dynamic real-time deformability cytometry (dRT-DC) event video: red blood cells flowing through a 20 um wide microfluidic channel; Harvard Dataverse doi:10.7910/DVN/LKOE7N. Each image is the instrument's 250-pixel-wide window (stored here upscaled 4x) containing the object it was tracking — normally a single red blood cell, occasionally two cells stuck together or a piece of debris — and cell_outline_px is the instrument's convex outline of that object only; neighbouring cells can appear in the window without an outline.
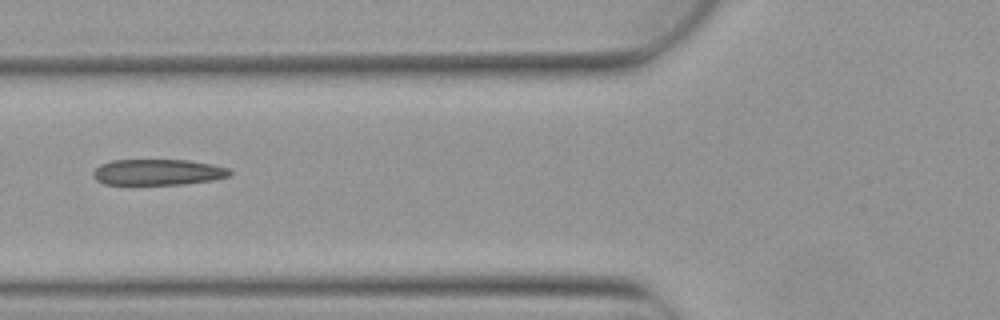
{"species": "Egyptian fruit bat (a non-hibernating species)", "species_latin": "Rousettus aegyptiacus", "temperature_condition": "warm", "stored_images_in_passage": 6, "camera_frame_rate_fps": 3000, "um_per_image_px": 0.085, "animal": {"sex": "female"}, "frame": {"image": 1, "passage_image": 5, "time_ms": 1.333, "image_size_px": [1000, 320], "cell_outline_px": [[232, 176], [212, 180], [184, 184], [104, 184], [96, 180], [92, 176], [92, 172], [100, 164], [112, 160], [188, 160], [212, 164], [228, 168], [232, 172]], "centroid_in_image_um": [13.42, 14.63], "position_along_channel_um": 112.4, "area_um2": 20.75}}
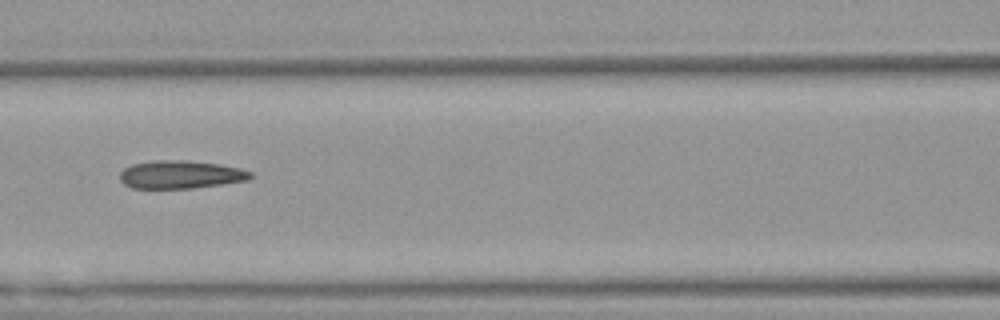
{"frame": {"image": 2, "passage_image": 6, "time_ms": 1.667, "image_size_px": [1000, 320], "cell_outline_px": [[252, 176], [248, 180], [192, 188], [132, 188], [124, 184], [120, 180], [120, 172], [124, 168], [132, 164], [156, 160], [188, 160], [220, 164], [240, 168], [252, 172]], "centroid_in_image_um": [15.34, 14.83], "position_along_channel_um": 151.3, "area_um2": 21.33}}